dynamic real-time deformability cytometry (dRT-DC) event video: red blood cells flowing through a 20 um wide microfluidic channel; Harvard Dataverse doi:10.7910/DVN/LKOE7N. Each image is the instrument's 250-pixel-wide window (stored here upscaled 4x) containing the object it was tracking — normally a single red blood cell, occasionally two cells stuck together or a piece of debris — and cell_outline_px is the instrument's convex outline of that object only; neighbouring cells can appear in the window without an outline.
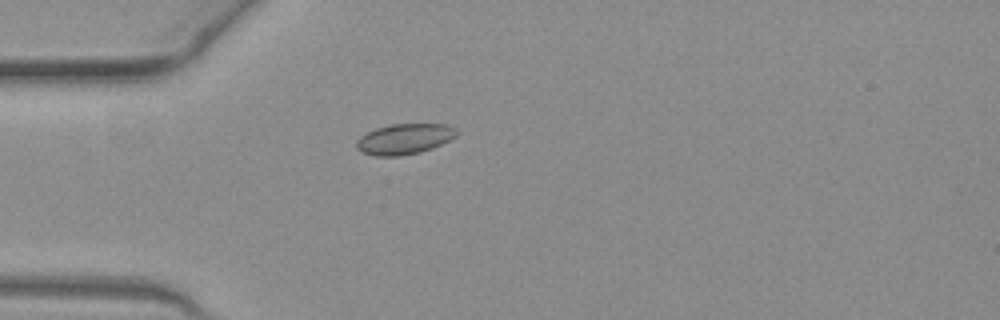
{"species": "common noctule bat (a hibernating species)", "species_latin": "Nyctalus noctula", "temperature_condition": "warm", "stored_images_in_passage": 30, "camera_frame_rate_fps": 3000, "um_per_image_px": 0.085, "animal": {"sex": "female", "body_mass_g": 19.3, "forearm_length_mm": 54.1}, "frame": {"image": 1, "passage_image": 1, "time_ms": 0.0, "image_size_px": [1000, 320], "cell_outline_px": [[460, 132], [456, 136], [432, 148], [420, 152], [400, 156], [376, 156], [364, 152], [356, 148], [356, 140], [360, 136], [376, 128], [388, 124], [448, 124], [456, 128]], "centroid_in_image_um": [34.39, 11.8], "position_along_channel_um": 50.6, "area_um2": 17.86}}
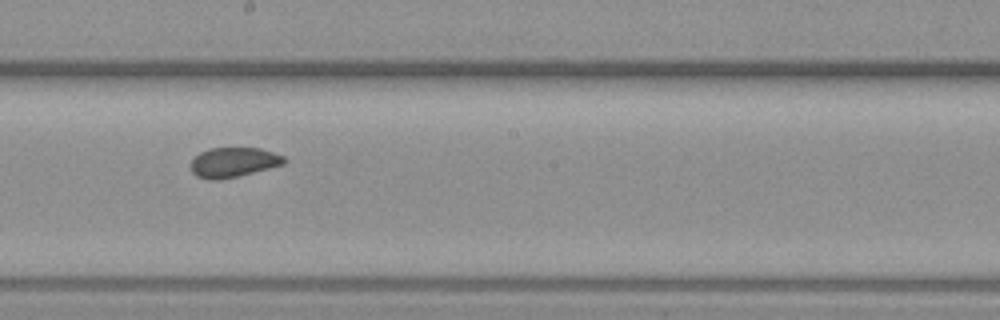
{"frame": {"image": 2, "passage_image": 15, "time_ms": 4.667, "image_size_px": [1000, 320], "cell_outline_px": [[288, 160], [284, 164], [236, 176], [216, 180], [208, 180], [196, 176], [192, 172], [192, 160], [200, 152], [208, 148], [260, 148], [284, 156]], "centroid_in_image_um": [19.84, 13.78], "position_along_channel_um": 228.4, "area_um2": 16.01}}
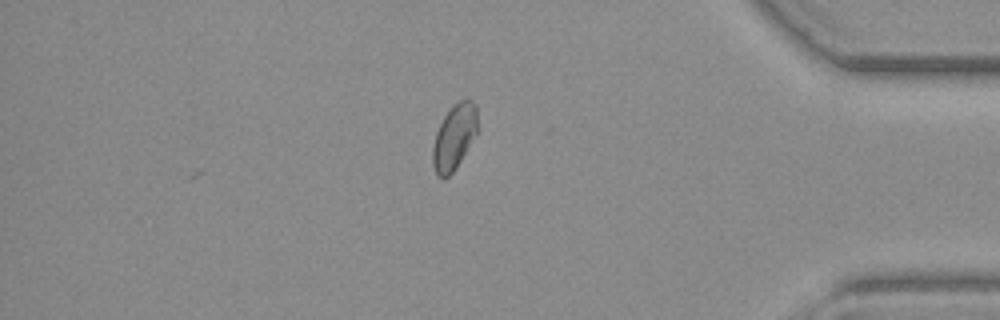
{"frame": {"image": 3, "passage_image": 30, "time_ms": 9.667, "image_size_px": [1000, 320], "cell_outline_px": [[476, 132], [456, 168], [444, 180], [436, 176], [432, 164], [432, 148], [436, 132], [444, 116], [460, 100], [472, 100], [476, 104]], "centroid_in_image_um": [38.56, 11.7], "position_along_channel_um": 396.6, "area_um2": 16.65}, "authors_computed_cell_mechanics": {"area_um2": 16.5019, "velocity_mm_per_s": 4.0534, "shape_relaxation_time_tau1_ms": null, "shape_relaxation_time_tau2_ms": 0.9331, "deformation_change_tau1": null, "deformation_change_tau2": 0.043}}